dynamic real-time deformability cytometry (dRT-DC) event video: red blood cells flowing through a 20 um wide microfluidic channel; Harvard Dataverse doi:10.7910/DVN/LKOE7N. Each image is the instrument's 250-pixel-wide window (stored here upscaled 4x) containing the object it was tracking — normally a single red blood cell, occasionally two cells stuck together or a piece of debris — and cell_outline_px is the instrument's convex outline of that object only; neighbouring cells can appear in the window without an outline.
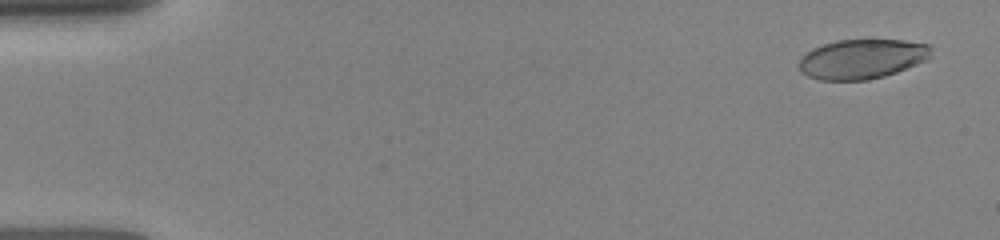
{"species": "human", "species_latin": "Homo sapiens", "temperature_condition": "room temperature", "stored_images_in_passage": 51, "camera_frame_rate_fps": 3000, "um_per_image_px": 0.085, "donor": {"sex": "female"}, "frame": {"image": 1, "passage_image": 7, "time_ms": 0.667, "image_size_px": [1000, 240], "cell_outline_px": [[932, 56], [928, 60], [896, 72], [884, 76], [868, 80], [820, 80], [808, 76], [800, 72], [796, 64], [812, 48], [836, 40], [904, 40], [932, 44]], "centroid_in_image_um": [73.31, 5.01], "position_along_channel_um": 11.7, "area_um2": 30.87}}
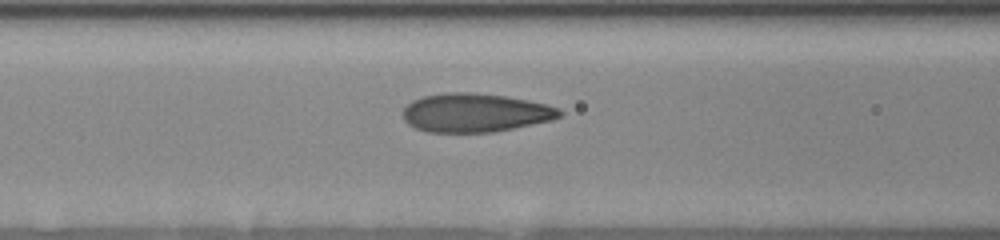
{"frame": {"image": 2, "passage_image": 30, "time_ms": 6.667, "image_size_px": [1000, 240], "cell_outline_px": [[564, 112], [560, 116], [552, 120], [492, 132], [428, 132], [416, 128], [408, 124], [404, 120], [404, 108], [412, 100], [424, 96], [448, 92], [468, 92], [504, 96], [528, 100], [560, 108]], "centroid_in_image_um": [40.39, 9.58], "position_along_channel_um": 126.2, "area_um2": 35.08}}
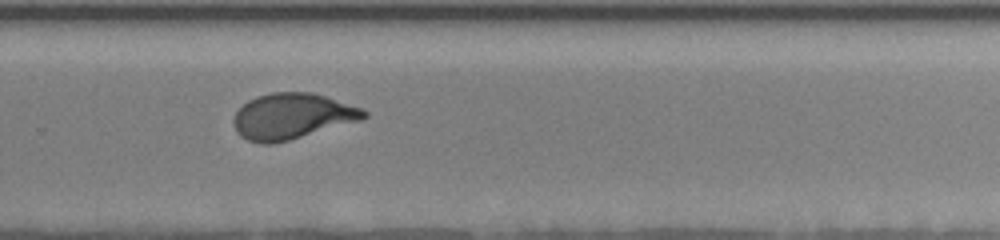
{"frame": {"image": 3, "passage_image": 50, "time_ms": 11.0, "image_size_px": [1000, 240], "cell_outline_px": [[368, 116], [360, 120], [288, 140], [272, 144], [260, 144], [248, 140], [240, 136], [236, 132], [232, 120], [236, 112], [248, 100], [256, 96], [272, 92], [312, 92], [364, 108], [368, 112]], "centroid_in_image_um": [24.81, 9.87], "position_along_channel_um": 305.0, "area_um2": 34.74}}